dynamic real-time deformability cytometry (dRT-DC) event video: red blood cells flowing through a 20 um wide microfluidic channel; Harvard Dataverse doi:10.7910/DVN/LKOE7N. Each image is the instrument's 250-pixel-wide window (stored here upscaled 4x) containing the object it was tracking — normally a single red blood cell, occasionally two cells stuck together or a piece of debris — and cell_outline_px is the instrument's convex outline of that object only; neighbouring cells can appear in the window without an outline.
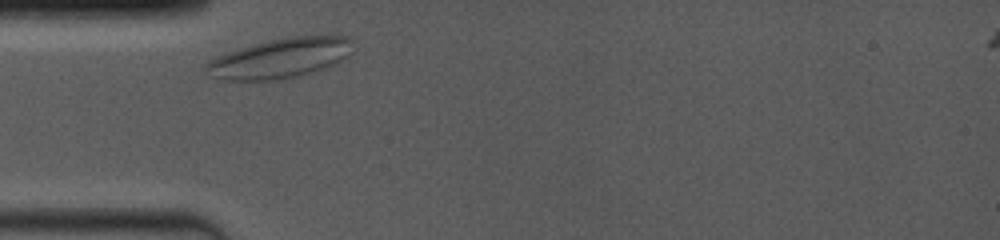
{"species": "common noctule bat (a hibernating species)", "species_latin": "Nyctalus noctula", "temperature_condition": "room temperature", "stored_images_in_passage": 14, "camera_frame_rate_fps": 4000, "um_per_image_px": 0.085, "animal": {"sex": "female", "body_mass_g": 19.0, "forearm_length_mm": 53.3}, "frame": {"image": 1, "passage_image": 1, "time_ms": 0.0, "image_size_px": [1000, 240], "cell_outline_px": [[352, 52], [344, 60], [336, 64], [312, 72], [296, 76], [272, 80], [220, 80], [204, 72], [204, 64], [228, 52], [240, 48], [272, 40], [292, 36], [348, 36], [352, 40]], "centroid_in_image_um": [23.84, 4.95], "position_along_channel_um": 61.2, "area_um2": 33.81}}
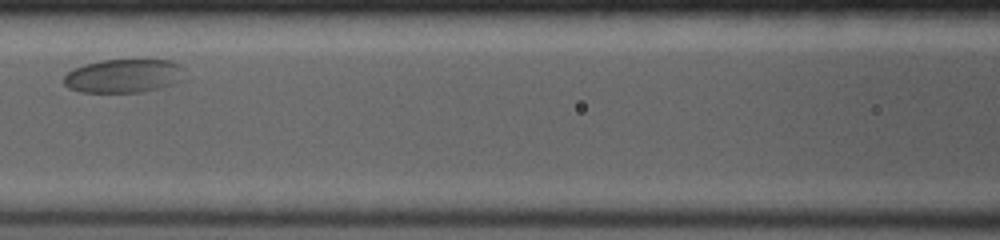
{"frame": {"image": 2, "passage_image": 6, "time_ms": 2.75, "image_size_px": [1000, 240], "cell_outline_px": [[188, 80], [140, 92], [80, 92], [68, 88], [64, 84], [64, 76], [72, 68], [84, 64], [100, 60], [148, 56], [168, 60], [180, 64], [184, 68]], "centroid_in_image_um": [10.6, 6.39], "position_along_channel_um": 156.0, "area_um2": 25.03}}
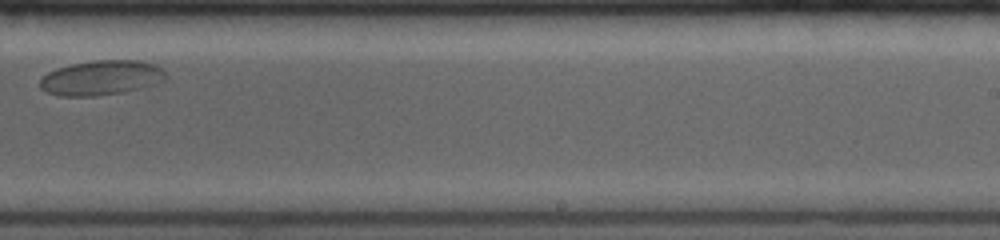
{"frame": {"image": 3, "passage_image": 13, "time_ms": 6.25, "image_size_px": [1000, 240], "cell_outline_px": [[168, 76], [164, 80], [140, 88], [120, 92], [96, 96], [60, 96], [48, 92], [40, 88], [40, 80], [48, 72], [56, 68], [72, 64], [92, 60], [140, 60], [156, 64]], "centroid_in_image_um": [8.6, 6.6], "position_along_channel_um": 280.4, "area_um2": 25.37}}